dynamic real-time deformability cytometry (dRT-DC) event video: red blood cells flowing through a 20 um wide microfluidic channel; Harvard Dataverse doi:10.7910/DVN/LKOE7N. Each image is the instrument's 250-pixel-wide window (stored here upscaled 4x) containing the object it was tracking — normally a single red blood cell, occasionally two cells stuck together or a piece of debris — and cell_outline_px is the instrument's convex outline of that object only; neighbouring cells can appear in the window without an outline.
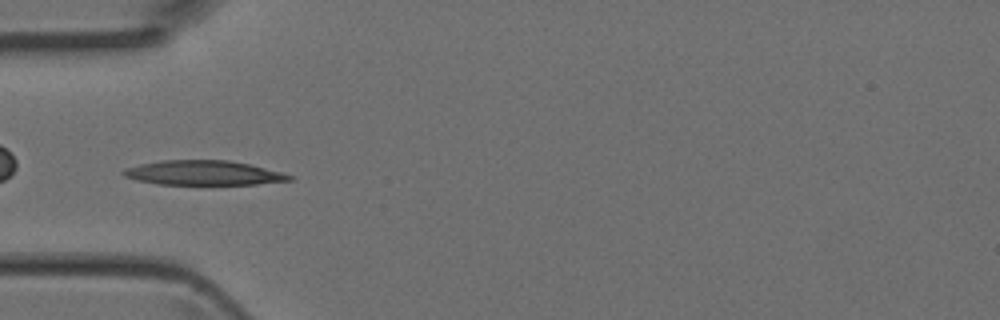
{"species": "Egyptian fruit bat (a non-hibernating species)", "species_latin": "Rousettus aegyptiacus", "temperature_condition": "room temperature", "stored_images_in_passage": 3, "camera_frame_rate_fps": 3000, "um_per_image_px": 0.085, "animal": {"sex": "female"}, "frame": {"image": 1, "passage_image": 3, "time_ms": 0.667, "image_size_px": [1000, 320], "cell_outline_px": [[292, 180], [256, 184], [156, 184], [136, 180], [124, 176], [120, 172], [124, 168], [140, 164], [160, 160], [228, 160], [248, 164], [280, 172], [292, 176]], "centroid_in_image_um": [17.21, 14.69], "position_along_channel_um": 67.8, "area_um2": 23.58}}